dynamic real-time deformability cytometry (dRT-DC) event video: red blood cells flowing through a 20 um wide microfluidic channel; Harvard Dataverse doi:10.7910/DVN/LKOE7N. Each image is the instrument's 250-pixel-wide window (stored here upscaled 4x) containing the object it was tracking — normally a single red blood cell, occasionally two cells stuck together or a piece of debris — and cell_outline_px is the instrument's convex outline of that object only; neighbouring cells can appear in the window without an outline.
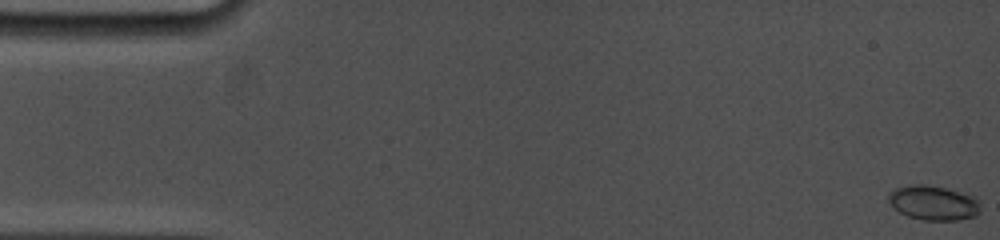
{"species": "common noctule bat (a hibernating species)", "species_latin": "Nyctalus noctula", "temperature_condition": "cold", "stored_images_in_passage": 46, "camera_frame_rate_fps": 5000, "um_per_image_px": 0.085, "animal": {"sex": "female", "body_mass_g": 19.0, "forearm_length_mm": 53.3}, "frame": {"image": 1, "passage_image": 1, "time_ms": 0.0, "image_size_px": [1000, 240], "cell_outline_px": [[980, 212], [976, 216], [960, 220], [924, 220], [908, 216], [900, 212], [888, 200], [888, 192], [896, 188], [908, 184], [924, 184], [944, 188], [976, 196], [980, 204]], "centroid_in_image_um": [79.37, 17.24], "position_along_channel_um": 5.6, "area_um2": 18.61}}
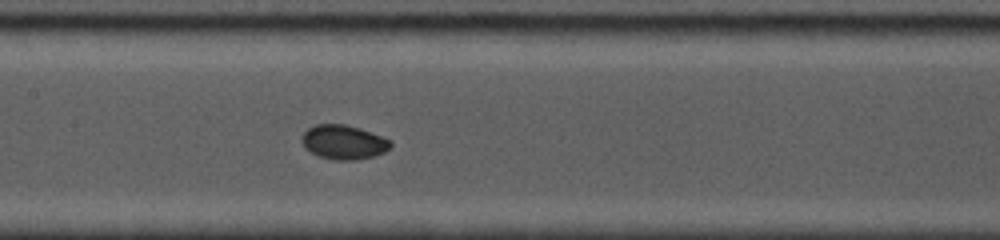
{"frame": {"image": 2, "passage_image": 23, "time_ms": 8.2, "image_size_px": [1000, 240], "cell_outline_px": [[392, 144], [384, 152], [372, 156], [356, 160], [336, 160], [320, 156], [304, 148], [300, 140], [300, 136], [308, 128], [316, 124], [344, 124], [360, 128], [380, 136], [388, 140]], "centroid_in_image_um": [29.14, 12.07], "position_along_channel_um": 178.3, "area_um2": 17.57}}
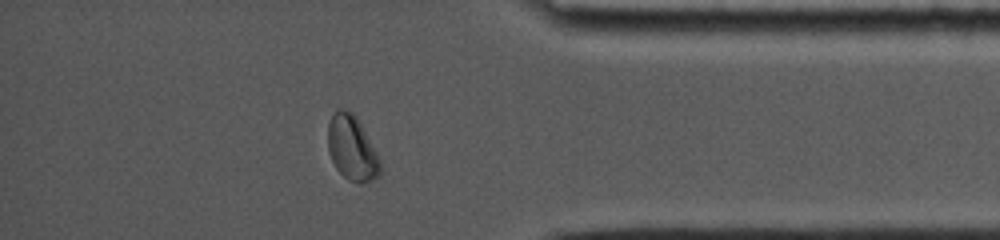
{"frame": {"image": 3, "passage_image": 40, "time_ms": 14.4, "image_size_px": [1000, 240], "cell_outline_px": [[380, 176], [372, 180], [360, 184], [348, 180], [336, 168], [328, 152], [328, 120], [332, 112], [340, 108], [344, 108], [352, 112], [356, 116], [376, 152], [380, 160]], "centroid_in_image_um": [29.89, 12.58], "position_along_channel_um": 405.3, "area_um2": 19.83}, "authors_computed_cell_mechanics": {"area_um2": 17.7157, "velocity_mm_per_s": 3.8085, "shape_relaxation_time_tau1_ms": 2.1231, "shape_relaxation_time_tau2_ms": null, "deformation_change_tau1": 0.0544, "deformation_change_tau2": null}}